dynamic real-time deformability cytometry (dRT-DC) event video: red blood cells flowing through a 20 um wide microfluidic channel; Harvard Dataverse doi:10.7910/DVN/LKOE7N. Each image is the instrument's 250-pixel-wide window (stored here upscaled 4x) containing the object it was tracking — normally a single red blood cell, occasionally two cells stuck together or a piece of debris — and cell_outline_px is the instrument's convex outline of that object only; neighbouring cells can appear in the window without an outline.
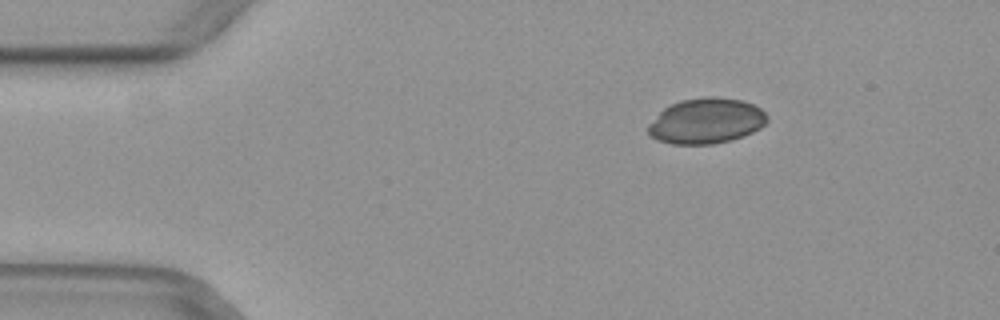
{"species": "common noctule bat (a hibernating species)", "species_latin": "Nyctalus noctula", "temperature_condition": "warm", "stored_images_in_passage": 46, "camera_frame_rate_fps": 3000, "um_per_image_px": 0.085, "animal": {"sex": "female", "body_mass_g": 29.2, "forearm_length_mm": 56.3}, "frame": {"image": 1, "passage_image": 3, "time_ms": 0.667, "image_size_px": [1000, 320], "cell_outline_px": [[768, 120], [760, 128], [752, 132], [732, 140], [712, 144], [672, 144], [656, 140], [648, 132], [648, 124], [664, 108], [680, 100], [708, 96], [712, 96], [744, 100], [760, 108], [768, 116]], "centroid_in_image_um": [60.03, 10.28], "position_along_channel_um": 25.0, "area_um2": 31.56}}
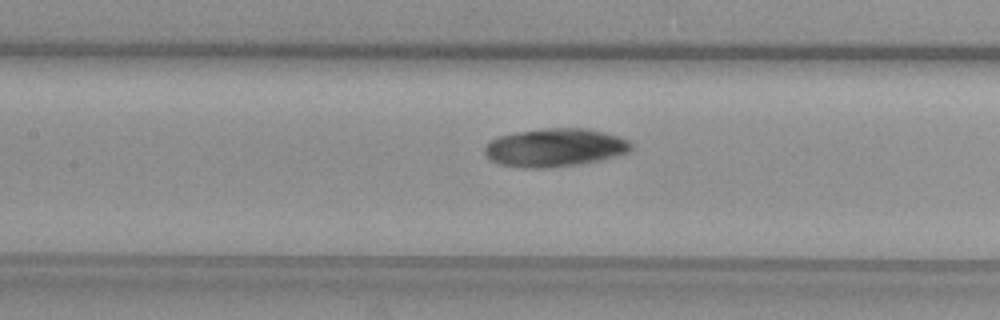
{"frame": {"image": 2, "passage_image": 18, "time_ms": 5.667, "image_size_px": [1000, 320], "cell_outline_px": [[632, 148], [628, 152], [604, 160], [580, 164], [552, 168], [524, 168], [500, 164], [488, 160], [484, 152], [484, 148], [492, 140], [500, 136], [516, 132], [544, 128], [588, 128], [620, 136], [628, 140], [632, 144]], "centroid_in_image_um": [47.19, 12.55], "position_along_channel_um": 160.2, "area_um2": 33.0}}
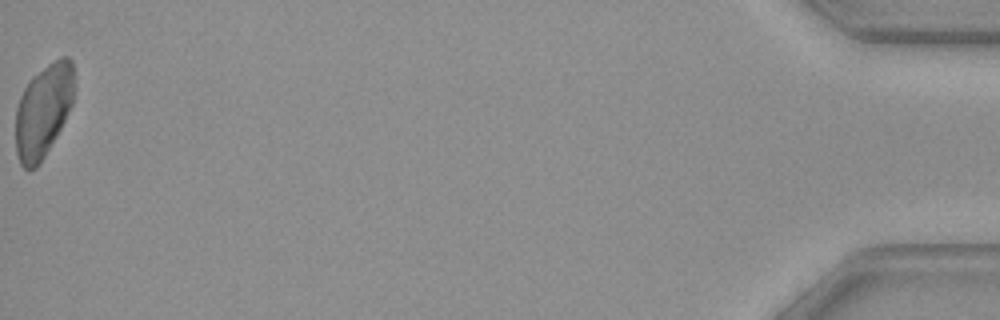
{"frame": {"image": 3, "passage_image": 46, "time_ms": 15.0, "image_size_px": [1000, 320], "cell_outline_px": [[72, 104], [56, 136], [40, 164], [36, 168], [24, 168], [20, 164], [16, 152], [16, 108], [20, 96], [28, 80], [32, 76], [48, 64], [60, 56], [68, 56], [72, 60]], "centroid_in_image_um": [3.65, 9.41], "position_along_channel_um": 431.6, "area_um2": 31.44}}